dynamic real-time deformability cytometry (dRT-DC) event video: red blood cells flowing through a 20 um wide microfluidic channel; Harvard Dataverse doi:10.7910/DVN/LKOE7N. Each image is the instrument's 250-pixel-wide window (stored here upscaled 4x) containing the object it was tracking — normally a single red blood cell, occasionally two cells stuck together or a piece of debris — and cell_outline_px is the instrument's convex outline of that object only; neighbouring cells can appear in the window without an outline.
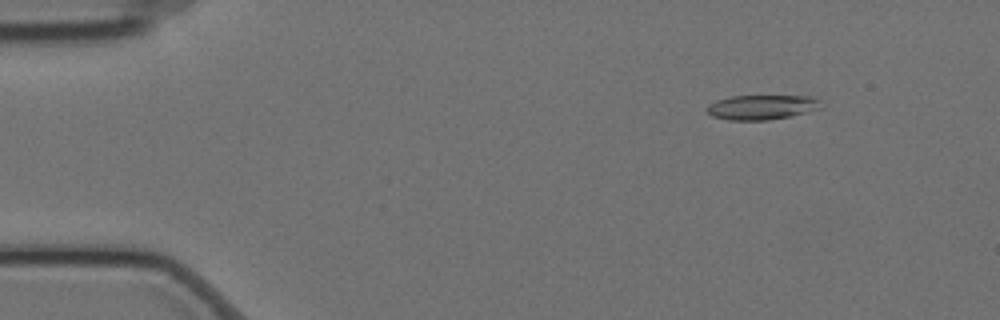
{"species": "Egyptian fruit bat (a non-hibernating species)", "species_latin": "Rousettus aegyptiacus", "temperature_condition": "cold", "stored_images_in_passage": 11, "camera_frame_rate_fps": 3000, "um_per_image_px": 0.085, "animal": {"sex": "female"}, "frame": {"image": 1, "passage_image": 2, "time_ms": 0.333, "image_size_px": [1000, 320], "cell_outline_px": [[820, 108], [788, 116], [768, 120], [728, 120], [712, 116], [708, 112], [708, 104], [716, 100], [732, 96], [812, 96], [820, 100]], "centroid_in_image_um": [64.72, 9.1], "position_along_channel_um": 20.3, "area_um2": 16.18}}
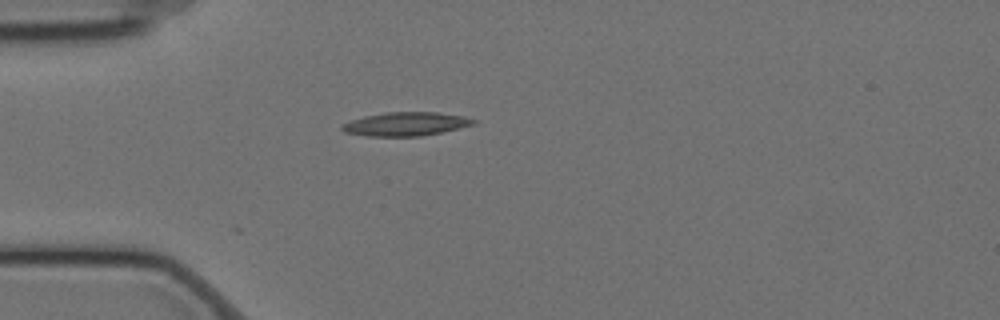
{"frame": {"image": 2, "passage_image": 11, "time_ms": 3.333, "image_size_px": [1000, 320], "cell_outline_px": [[480, 120], [476, 124], [440, 132], [420, 136], [368, 136], [344, 132], [340, 128], [340, 124], [364, 116], [384, 112], [436, 112], [464, 116]], "centroid_in_image_um": [34.5, 10.53], "position_along_channel_um": 50.5, "area_um2": 18.21}}